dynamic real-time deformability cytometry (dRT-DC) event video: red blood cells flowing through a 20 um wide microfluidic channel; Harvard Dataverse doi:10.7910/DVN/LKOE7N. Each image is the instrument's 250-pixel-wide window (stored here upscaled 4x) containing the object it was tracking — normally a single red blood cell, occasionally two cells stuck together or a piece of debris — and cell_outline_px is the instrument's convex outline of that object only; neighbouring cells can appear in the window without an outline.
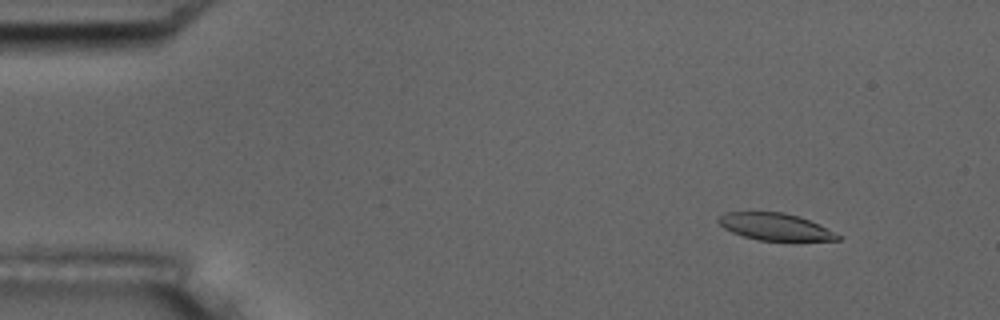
{"species": "common noctule bat (a hibernating species)", "species_latin": "Nyctalus noctula", "temperature_condition": "room temperature", "stored_images_in_passage": 4, "camera_frame_rate_fps": 3000, "um_per_image_px": 0.085, "animal": {"sex": "male", "body_mass_g": 17.5, "forearm_length_mm": 52.3}, "frame": {"image": 1, "passage_image": 1, "time_ms": 0.0, "image_size_px": [1000, 320], "cell_outline_px": [[840, 240], [796, 244], [760, 240], [744, 236], [732, 232], [724, 228], [716, 220], [724, 212], [784, 212], [800, 216], [820, 224], [840, 236]], "centroid_in_image_um": [65.99, 19.33], "position_along_channel_um": 19.0, "area_um2": 19.77}}